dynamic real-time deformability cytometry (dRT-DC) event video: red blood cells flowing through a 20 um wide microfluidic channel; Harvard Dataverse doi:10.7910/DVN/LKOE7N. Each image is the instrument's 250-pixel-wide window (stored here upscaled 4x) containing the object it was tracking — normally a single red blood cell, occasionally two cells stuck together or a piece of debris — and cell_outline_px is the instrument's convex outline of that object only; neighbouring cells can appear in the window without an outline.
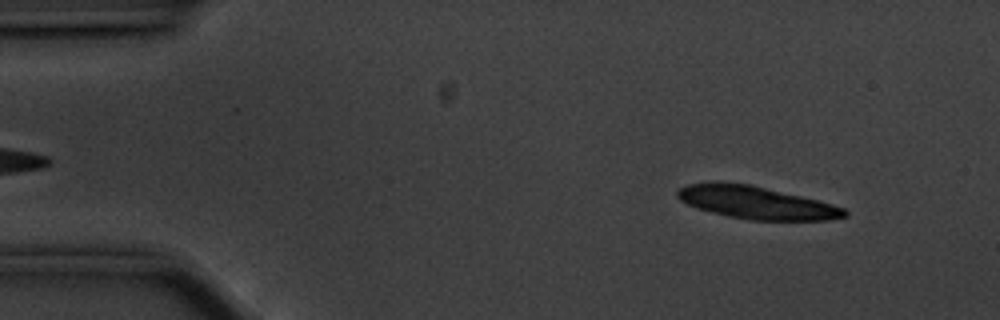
{"species": "common noctule bat (a hibernating species)", "species_latin": "Nyctalus noctula", "temperature_condition": "cold", "stored_images_in_passage": 55, "camera_frame_rate_fps": 3000, "um_per_image_px": 0.085, "animal": {"sex": "male", "body_mass_g": 20.1, "forearm_length_mm": 53.5}, "frame": {"image": 1, "passage_image": 5, "time_ms": 1.333, "image_size_px": [1000, 320], "cell_outline_px": [[848, 216], [828, 220], [752, 220], [728, 216], [696, 208], [680, 200], [676, 196], [676, 192], [680, 188], [688, 184], [712, 180], [720, 180], [752, 184], [832, 204], [844, 208], [848, 212]], "centroid_in_image_um": [64.23, 17.19], "position_along_channel_um": 20.8, "area_um2": 32.08}}
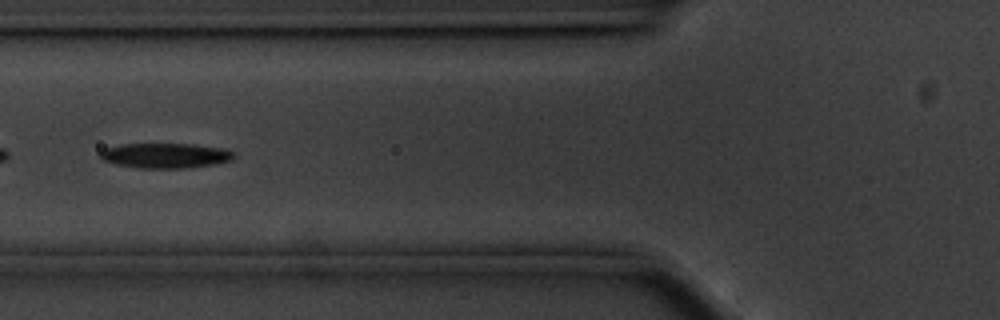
{"frame": {"image": 2, "passage_image": 20, "time_ms": 6.333, "image_size_px": [1000, 320], "cell_outline_px": [[236, 156], [232, 160], [212, 164], [184, 168], [140, 168], [116, 164], [104, 160], [100, 156], [100, 152], [108, 148], [120, 144], [192, 144], [224, 148], [236, 152]], "centroid_in_image_um": [14.12, 13.22], "position_along_channel_um": 111.7, "area_um2": 19.36}}
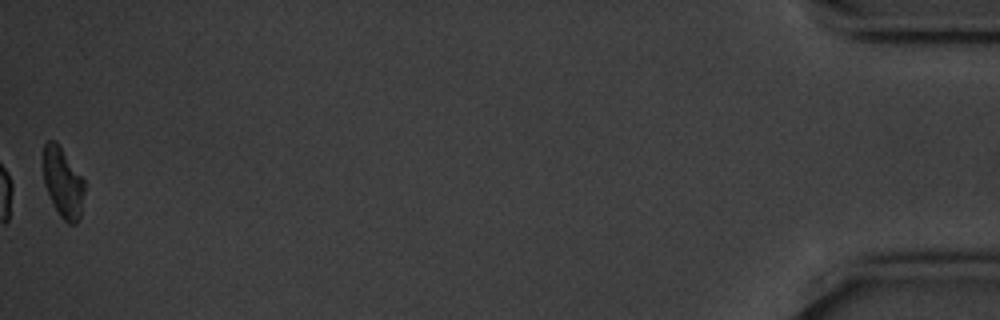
{"frame": {"image": 3, "passage_image": 55, "time_ms": 18.0, "image_size_px": [1000, 320], "cell_outline_px": [[84, 192], [80, 216], [76, 224], [68, 224], [60, 216], [44, 184], [44, 144], [48, 140], [56, 140], [84, 180]], "centroid_in_image_um": [5.36, 15.51], "position_along_channel_um": 429.8, "area_um2": 16.47}, "authors_computed_cell_mechanics": {"area_um2": 19.363, "velocity_mm_per_s": 3.539, "shape_relaxation_time_tau1_ms": 2.5981, "shape_relaxation_time_tau2_ms": null, "deformation_change_tau1": 0.1191, "deformation_change_tau2": null}}